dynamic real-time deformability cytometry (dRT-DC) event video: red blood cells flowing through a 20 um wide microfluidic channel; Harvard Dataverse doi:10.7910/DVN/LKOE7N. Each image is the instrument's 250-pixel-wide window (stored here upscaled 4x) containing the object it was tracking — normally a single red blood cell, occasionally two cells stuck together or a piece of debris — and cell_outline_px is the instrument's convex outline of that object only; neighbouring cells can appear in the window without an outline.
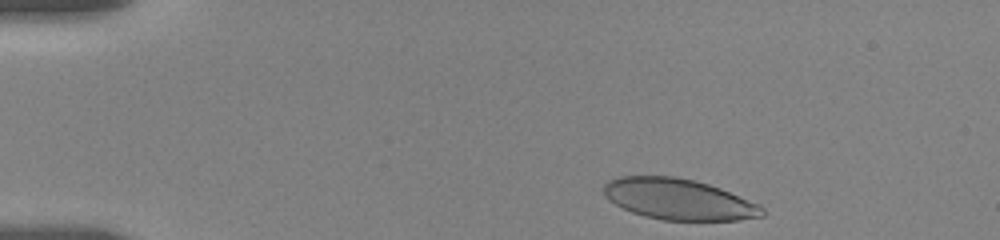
{"species": "human", "species_latin": "Homo sapiens", "temperature_condition": "room temperature", "stored_images_in_passage": 41, "camera_frame_rate_fps": 3000, "um_per_image_px": 0.085, "donor": {"sex": "female"}, "frame": {"image": 1, "passage_image": 2, "time_ms": 0.333, "image_size_px": [1000, 240], "cell_outline_px": [[764, 216], [736, 220], [664, 220], [644, 216], [632, 212], [608, 200], [604, 196], [604, 184], [608, 180], [620, 176], [672, 176], [696, 180], [720, 188], [760, 204], [764, 208]], "centroid_in_image_um": [57.68, 16.93], "position_along_channel_um": 27.3, "area_um2": 37.86}}
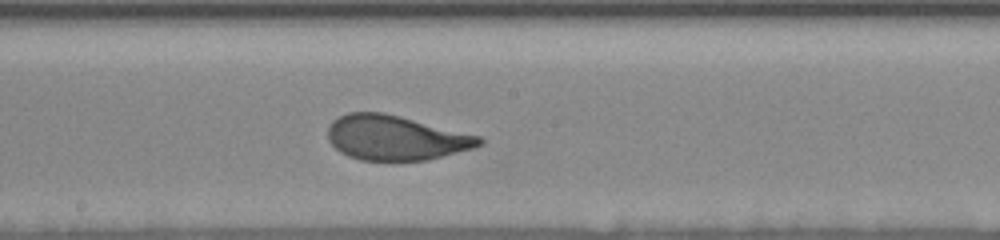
{"frame": {"image": 2, "passage_image": 24, "time_ms": 7.667, "image_size_px": [1000, 240], "cell_outline_px": [[484, 144], [472, 148], [428, 160], [360, 160], [348, 156], [340, 152], [328, 140], [328, 128], [332, 120], [348, 112], [384, 112], [480, 136], [484, 140]], "centroid_in_image_um": [33.61, 11.71], "position_along_channel_um": 214.6, "area_um2": 39.36}}
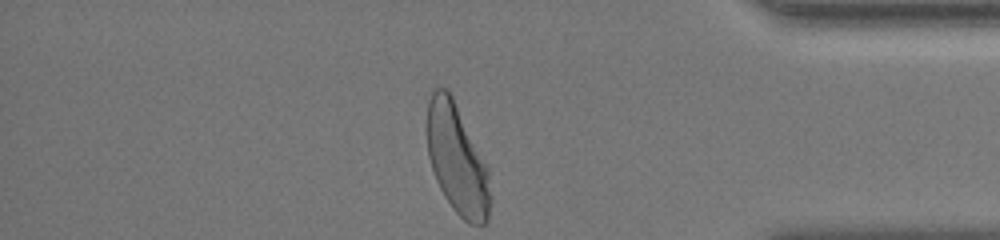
{"frame": {"image": 3, "passage_image": 41, "time_ms": 13.333, "image_size_px": [1000, 240], "cell_outline_px": [[492, 200], [488, 220], [484, 224], [468, 224], [452, 208], [444, 196], [436, 180], [428, 156], [428, 100], [432, 88], [436, 84], [448, 88], [488, 168], [492, 196]], "centroid_in_image_um": [38.86, 13.55], "position_along_channel_um": 396.3, "area_um2": 40.69}, "authors_computed_cell_mechanics": {"area_um2": 39.9398, "velocity_mm_per_s": 3.5952, "shape_relaxation_time_tau1_ms": 2.8178, "shape_relaxation_time_tau2_ms": null, "deformation_change_tau1": 0.1615, "deformation_change_tau2": null}}